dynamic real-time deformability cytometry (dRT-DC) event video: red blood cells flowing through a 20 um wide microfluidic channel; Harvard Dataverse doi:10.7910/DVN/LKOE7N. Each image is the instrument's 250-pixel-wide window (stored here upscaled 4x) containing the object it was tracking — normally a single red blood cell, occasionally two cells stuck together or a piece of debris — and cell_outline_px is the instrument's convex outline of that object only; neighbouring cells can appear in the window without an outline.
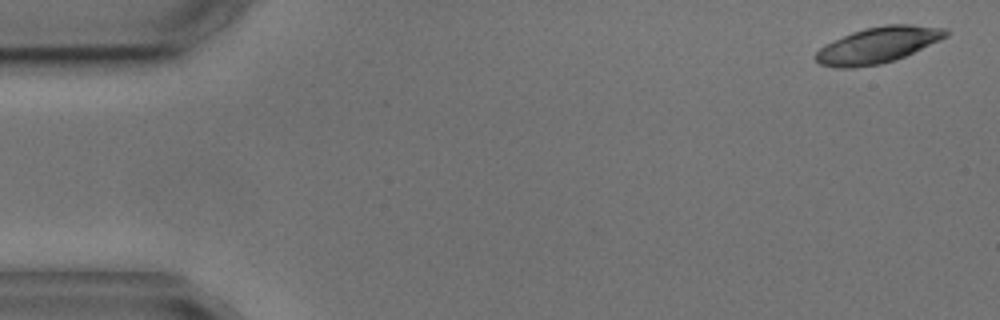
{"species": "common noctule bat (a hibernating species)", "species_latin": "Nyctalus noctula", "temperature_condition": "cold", "stored_images_in_passage": 8, "camera_frame_rate_fps": 3000, "um_per_image_px": 0.085, "animal": {"sex": "male", "body_mass_g": 17.9, "forearm_length_mm": 54.2}, "frame": {"image": 1, "passage_image": 1, "time_ms": 0.0, "image_size_px": [1000, 320], "cell_outline_px": [[948, 36], [940, 40], [904, 56], [880, 64], [852, 68], [836, 68], [820, 64], [812, 56], [824, 44], [852, 32], [884, 24], [912, 24], [948, 28]], "centroid_in_image_um": [74.6, 3.82], "position_along_channel_um": 10.4, "area_um2": 27.28}}
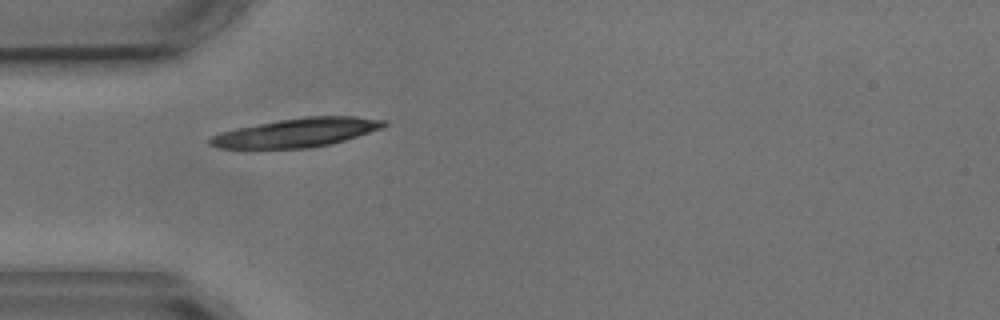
{"frame": {"image": 2, "passage_image": 5, "time_ms": 4.667, "image_size_px": [1000, 320], "cell_outline_px": [[388, 124], [380, 128], [332, 144], [308, 148], [216, 148], [208, 144], [208, 140], [212, 136], [220, 132], [236, 128], [280, 120], [304, 116], [356, 116], [388, 120]], "centroid_in_image_um": [25.22, 11.27], "position_along_channel_um": 59.8, "area_um2": 29.07}}